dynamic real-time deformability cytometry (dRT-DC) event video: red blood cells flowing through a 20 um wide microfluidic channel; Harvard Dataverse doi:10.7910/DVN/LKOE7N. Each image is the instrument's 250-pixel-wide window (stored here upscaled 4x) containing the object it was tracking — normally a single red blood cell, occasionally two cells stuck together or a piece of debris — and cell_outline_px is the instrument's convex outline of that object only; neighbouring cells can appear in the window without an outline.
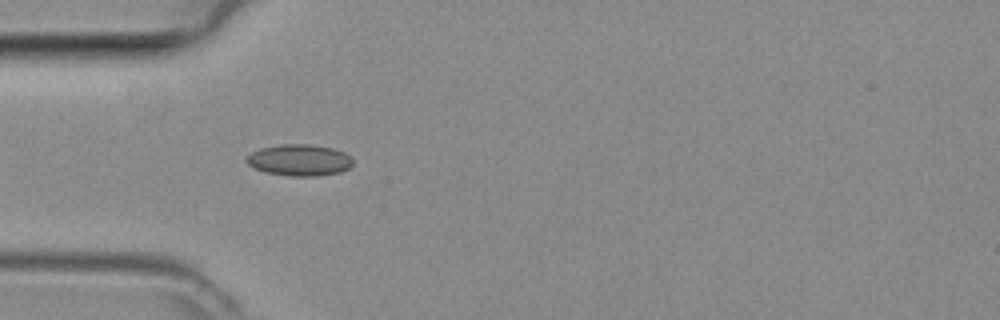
{"species": "common noctule bat (a hibernating species)", "species_latin": "Nyctalus noctula", "temperature_condition": "room temperature", "stored_images_in_passage": 31, "camera_frame_rate_fps": 3000, "um_per_image_px": 0.085, "animal": {"sex": "female", "body_mass_g": 29.2, "forearm_length_mm": 56.3}, "frame": {"image": 1, "passage_image": 4, "time_ms": 1.0, "image_size_px": [1000, 320], "cell_outline_px": [[352, 164], [348, 168], [340, 172], [320, 176], [288, 176], [264, 172], [248, 164], [244, 160], [252, 152], [260, 148], [284, 144], [308, 144], [332, 148], [344, 152], [352, 160]], "centroid_in_image_um": [25.43, 13.62], "position_along_channel_um": 59.6, "area_um2": 19.42}}
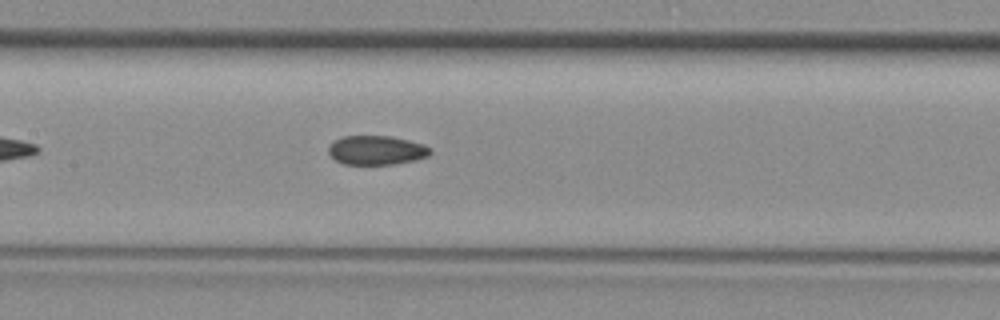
{"frame": {"image": 2, "passage_image": 12, "time_ms": 3.667, "image_size_px": [1000, 320], "cell_outline_px": [[432, 152], [428, 156], [416, 160], [392, 164], [344, 164], [336, 160], [328, 152], [328, 148], [336, 140], [344, 136], [392, 136], [424, 144], [432, 148]], "centroid_in_image_um": [32.05, 12.76], "position_along_channel_um": 175.3, "area_um2": 17.22}}
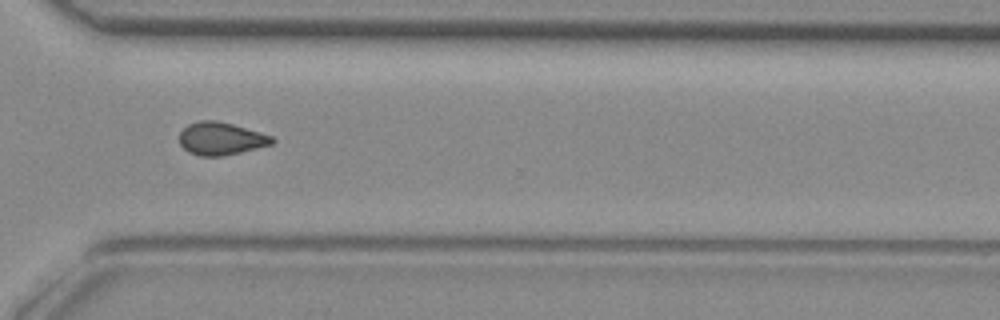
{"frame": {"image": 3, "passage_image": 24, "time_ms": 7.667, "image_size_px": [1000, 320], "cell_outline_px": [[276, 140], [272, 144], [224, 156], [200, 156], [188, 152], [180, 144], [180, 132], [188, 124], [200, 120], [216, 120], [232, 124], [260, 132], [272, 136]], "centroid_in_image_um": [18.77, 11.78], "position_along_channel_um": 351.8, "area_um2": 17.63}}